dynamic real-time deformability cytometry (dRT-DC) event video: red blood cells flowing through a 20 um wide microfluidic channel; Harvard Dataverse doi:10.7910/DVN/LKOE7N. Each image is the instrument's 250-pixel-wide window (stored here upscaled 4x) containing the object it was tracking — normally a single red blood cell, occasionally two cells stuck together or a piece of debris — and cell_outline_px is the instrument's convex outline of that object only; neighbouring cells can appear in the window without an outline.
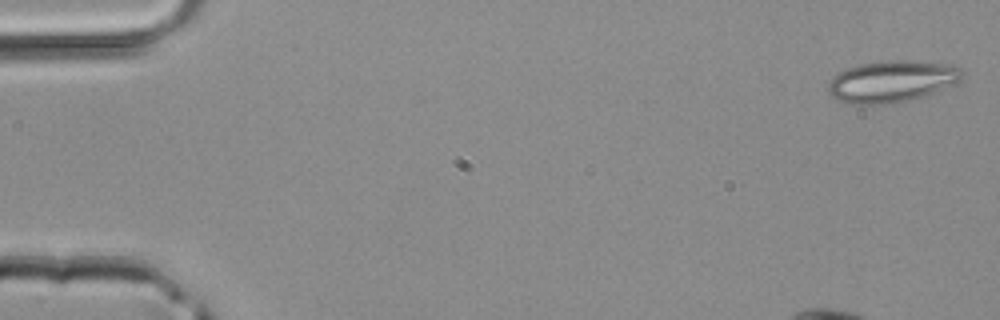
{"species": "common noctule bat (a hibernating species)", "species_latin": "Nyctalus noctula", "temperature_condition": "room temperature", "stored_images_in_passage": 5, "camera_frame_rate_fps": 3000, "um_per_image_px": 0.085, "animal": {"sex": "male", "body_mass_g": 20.4}, "frame": {"image": 1, "passage_image": 1, "time_ms": 0.0, "image_size_px": [1000, 320], "cell_outline_px": [[964, 76], [960, 80], [936, 92], [924, 96], [908, 100], [884, 104], [856, 104], [836, 100], [828, 92], [828, 84], [840, 72], [848, 68], [860, 64], [892, 60], [908, 60], [952, 64], [960, 68], [964, 72]], "centroid_in_image_um": [75.84, 6.91], "position_along_channel_um": 9.2, "area_um2": 32.31}}
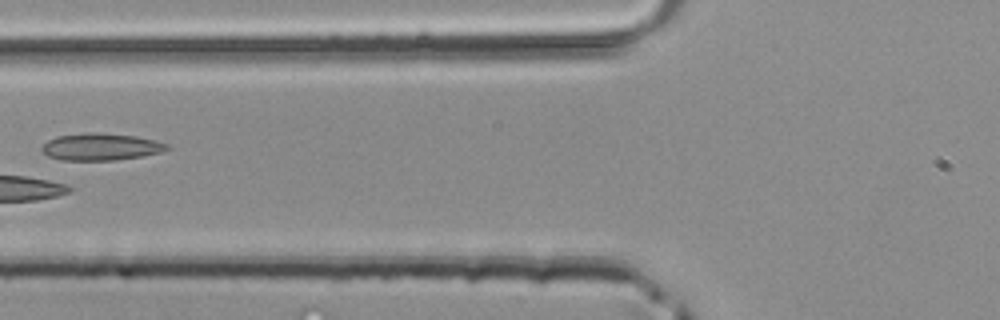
{"frame": {"image": 2, "passage_image": 5, "time_ms": 1.333, "image_size_px": [1000, 320], "cell_outline_px": [[172, 148], [164, 152], [144, 156], [116, 160], [60, 160], [48, 156], [40, 148], [48, 140], [56, 136], [84, 132], [96, 132], [136, 136], [156, 140], [168, 144]], "centroid_in_image_um": [8.61, 12.47], "position_along_channel_um": 117.2, "area_um2": 20.06}}